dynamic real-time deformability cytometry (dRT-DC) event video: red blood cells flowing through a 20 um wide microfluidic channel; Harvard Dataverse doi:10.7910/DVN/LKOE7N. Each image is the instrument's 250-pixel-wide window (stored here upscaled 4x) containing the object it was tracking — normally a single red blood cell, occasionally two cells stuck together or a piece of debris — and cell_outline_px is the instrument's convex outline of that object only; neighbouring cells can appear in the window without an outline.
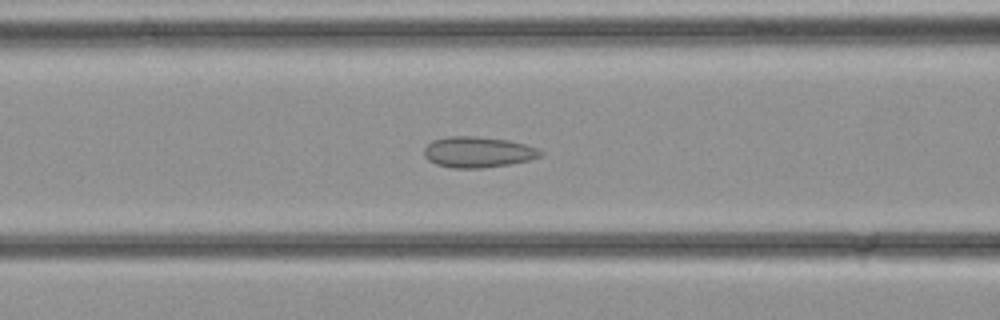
{"species": "common noctule bat (a hibernating species)", "species_latin": "Nyctalus noctula", "temperature_condition": "cold", "stored_images_in_passage": 33, "camera_frame_rate_fps": 3000, "um_per_image_px": 0.085, "animal": {"sex": "female", "body_mass_g": 21.9}, "frame": {"image": 1, "passage_image": 12, "time_ms": 3.667, "image_size_px": [1000, 320], "cell_outline_px": [[544, 152], [540, 156], [528, 160], [508, 164], [480, 168], [452, 168], [436, 164], [428, 160], [424, 156], [424, 148], [432, 140], [448, 136], [476, 136], [508, 140], [524, 144], [536, 148]], "centroid_in_image_um": [40.58, 12.92], "position_along_channel_um": 126.0, "area_um2": 20.81}}
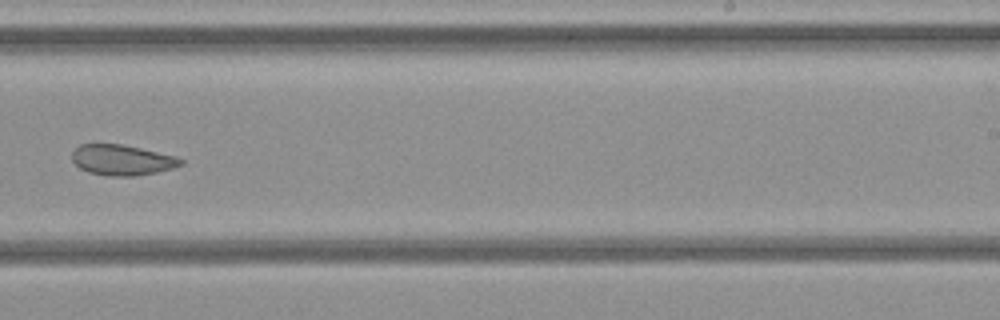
{"frame": {"image": 2, "passage_image": 20, "time_ms": 6.333, "image_size_px": [1000, 320], "cell_outline_px": [[184, 164], [172, 168], [156, 172], [136, 176], [108, 176], [88, 172], [80, 168], [72, 160], [72, 152], [80, 144], [124, 144], [176, 156], [184, 160]], "centroid_in_image_um": [10.39, 13.6], "position_along_channel_um": 278.6, "area_um2": 19.42}}
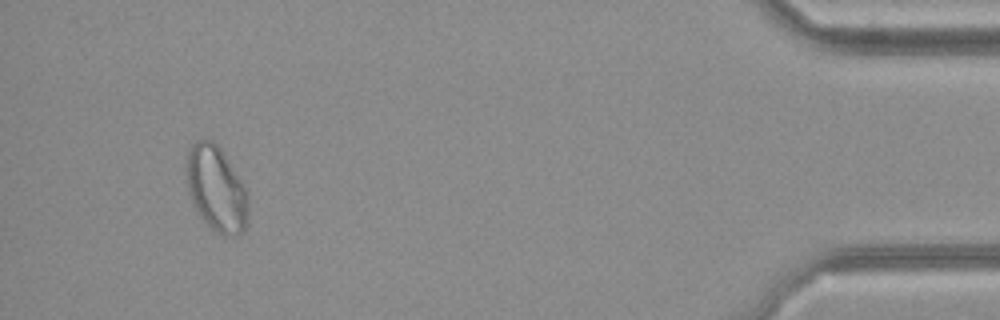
{"frame": {"image": 3, "passage_image": 31, "time_ms": 10.0, "image_size_px": [1000, 320], "cell_outline_px": [[248, 224], [244, 232], [236, 236], [224, 236], [216, 232], [200, 216], [188, 192], [188, 152], [192, 144], [200, 140], [212, 140], [220, 148], [248, 192]], "centroid_in_image_um": [18.44, 16.11], "position_along_channel_um": 416.8, "area_um2": 30.35}}